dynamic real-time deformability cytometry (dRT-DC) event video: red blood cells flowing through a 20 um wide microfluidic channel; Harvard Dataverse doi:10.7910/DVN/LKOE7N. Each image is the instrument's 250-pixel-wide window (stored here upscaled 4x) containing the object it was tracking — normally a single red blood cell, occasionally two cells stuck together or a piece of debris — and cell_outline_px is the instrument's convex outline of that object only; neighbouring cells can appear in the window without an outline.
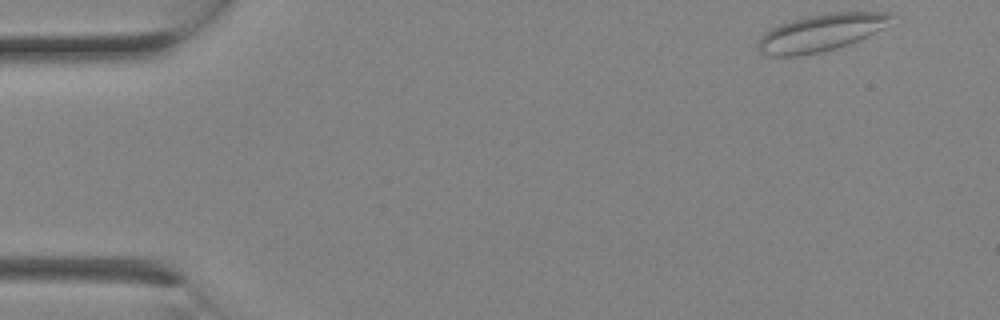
{"species": "Egyptian fruit bat (a non-hibernating species)", "species_latin": "Rousettus aegyptiacus", "temperature_condition": "room temperature", "stored_images_in_passage": 2, "camera_frame_rate_fps": 3000, "um_per_image_px": 0.085, "animal": {"sex": "female"}, "frame": {"image": 1, "passage_image": 1, "time_ms": 0.0, "image_size_px": [1000, 320], "cell_outline_px": [[896, 16], [884, 28], [860, 40], [836, 48], [820, 52], [800, 56], [768, 56], [760, 52], [756, 48], [756, 44], [760, 36], [764, 32], [780, 24], [792, 20], [808, 16], [828, 12], [896, 12]], "centroid_in_image_um": [69.79, 2.77], "position_along_channel_um": 15.2, "area_um2": 29.25}}